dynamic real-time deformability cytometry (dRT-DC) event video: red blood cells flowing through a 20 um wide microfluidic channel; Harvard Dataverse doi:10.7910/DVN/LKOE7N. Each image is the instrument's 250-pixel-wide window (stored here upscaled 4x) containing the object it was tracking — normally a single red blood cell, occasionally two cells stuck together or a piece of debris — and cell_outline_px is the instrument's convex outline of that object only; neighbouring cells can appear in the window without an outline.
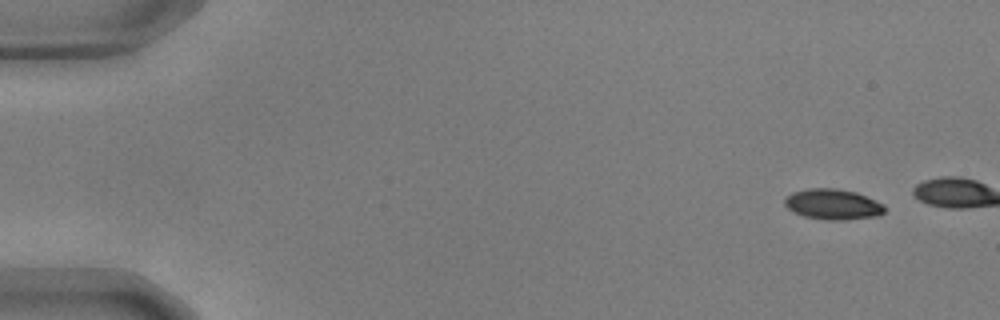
{"species": "common noctule bat (a hibernating species)", "species_latin": "Nyctalus noctula", "temperature_condition": "warm", "stored_images_in_passage": 9, "camera_frame_rate_fps": 3000, "um_per_image_px": 0.085, "animal": {"sex": "male", "body_mass_g": 17.9, "forearm_length_mm": 54.2}, "frame": {"image": 1, "passage_image": 1, "time_ms": 0.0, "image_size_px": [1000, 320], "cell_outline_px": [[884, 212], [876, 216], [844, 220], [828, 220], [804, 216], [788, 208], [784, 204], [784, 200], [792, 192], [808, 188], [836, 188], [856, 192], [884, 204]], "centroid_in_image_um": [70.79, 17.36], "position_along_channel_um": 14.2, "area_um2": 17.63}}